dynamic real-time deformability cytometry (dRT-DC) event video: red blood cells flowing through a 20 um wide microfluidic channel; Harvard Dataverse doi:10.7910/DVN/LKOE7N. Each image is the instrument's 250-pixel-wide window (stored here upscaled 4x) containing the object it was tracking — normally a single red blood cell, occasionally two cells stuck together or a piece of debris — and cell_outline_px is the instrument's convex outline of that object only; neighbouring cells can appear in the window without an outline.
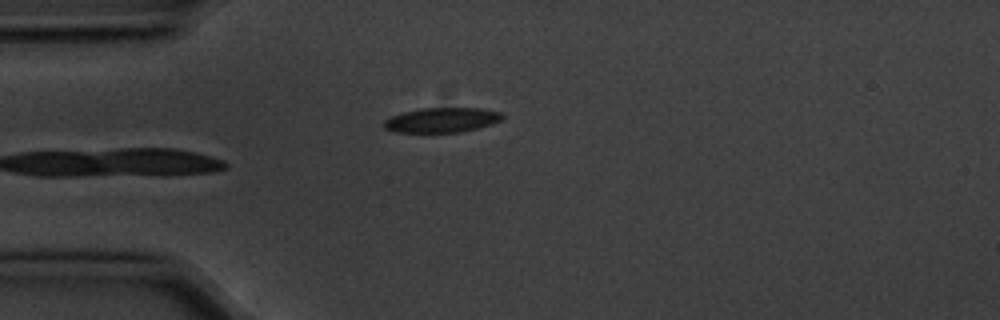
{"species": "common noctule bat (a hibernating species)", "species_latin": "Nyctalus noctula", "temperature_condition": "cold", "stored_images_in_passage": 2, "camera_frame_rate_fps": 3000, "um_per_image_px": 0.085, "animal": {"sex": "male", "body_mass_g": 20.1, "forearm_length_mm": 53.5}, "frame": {"image": 1, "passage_image": 2, "time_ms": 0.333, "image_size_px": [1000, 320], "cell_outline_px": [[504, 116], [500, 120], [492, 124], [460, 132], [396, 132], [384, 128], [384, 120], [392, 116], [404, 112], [424, 108], [480, 108], [500, 112]], "centroid_in_image_um": [37.56, 10.2], "position_along_channel_um": 47.4, "area_um2": 16.88}}